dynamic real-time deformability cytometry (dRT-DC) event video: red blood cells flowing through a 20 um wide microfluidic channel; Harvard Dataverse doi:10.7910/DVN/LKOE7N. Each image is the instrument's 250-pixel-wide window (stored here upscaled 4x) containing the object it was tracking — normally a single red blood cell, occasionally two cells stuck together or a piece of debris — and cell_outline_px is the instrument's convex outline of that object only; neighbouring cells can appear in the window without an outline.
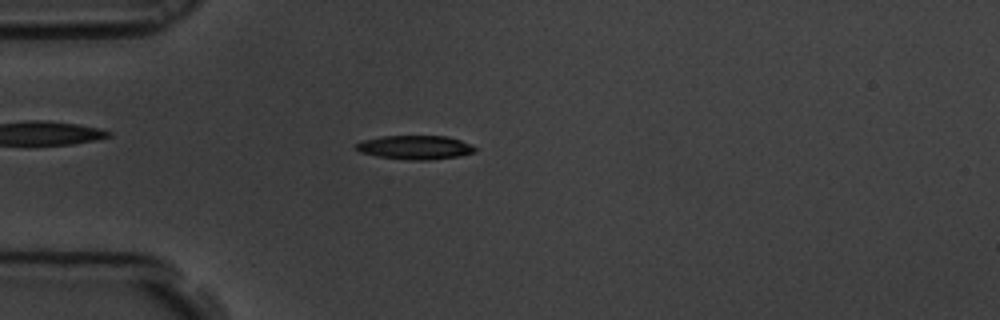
{"species": "common noctule bat (a hibernating species)", "species_latin": "Nyctalus noctula", "temperature_condition": "room temperature", "stored_images_in_passage": 58, "camera_frame_rate_fps": 3000, "um_per_image_px": 0.085, "animal": {"sex": "male", "body_mass_g": 19.5, "forearm_length_mm": 54.6}, "frame": {"image": 1, "passage_image": 16, "time_ms": 5.0, "image_size_px": [1000, 320], "cell_outline_px": [[476, 152], [460, 156], [428, 160], [408, 160], [376, 156], [360, 152], [356, 148], [356, 144], [360, 140], [380, 136], [448, 136], [472, 144], [476, 148]], "centroid_in_image_um": [35.29, 12.52], "position_along_channel_um": 49.7, "area_um2": 16.76}}
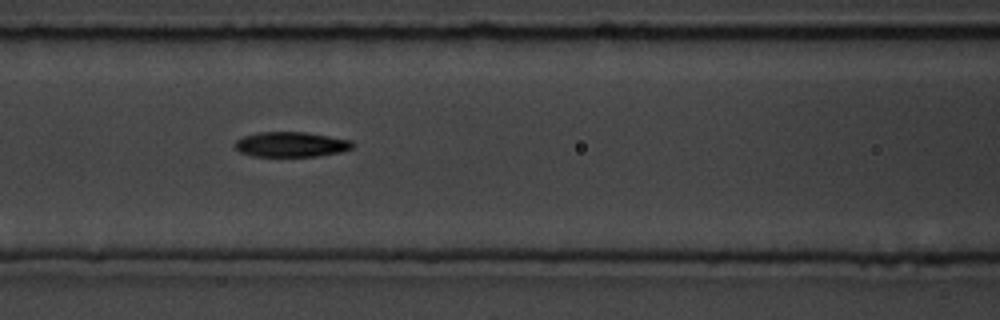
{"frame": {"image": 2, "passage_image": 25, "time_ms": 8.0, "image_size_px": [1000, 320], "cell_outline_px": [[352, 148], [340, 152], [316, 156], [252, 156], [240, 152], [232, 144], [236, 140], [244, 136], [260, 132], [304, 132], [352, 140]], "centroid_in_image_um": [24.7, 12.27], "position_along_channel_um": 141.9, "area_um2": 17.05}}
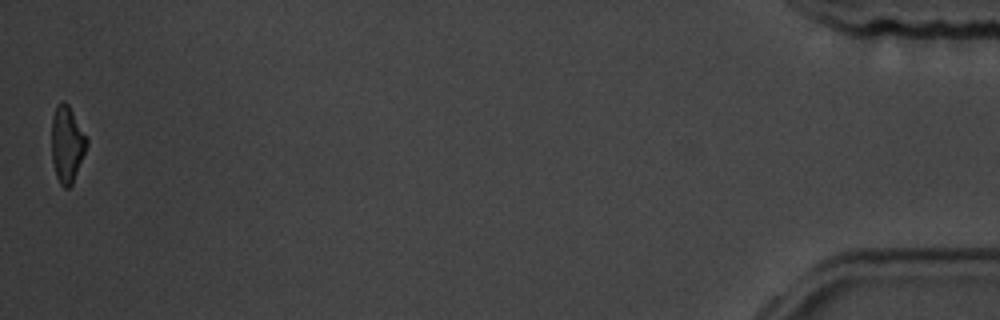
{"frame": {"image": 3, "passage_image": 58, "time_ms": 19.0, "image_size_px": [1000, 320], "cell_outline_px": [[88, 144], [72, 184], [68, 188], [64, 188], [60, 184], [56, 176], [52, 160], [52, 116], [56, 104], [60, 100], [64, 100], [68, 104], [88, 136]], "centroid_in_image_um": [5.7, 12.21], "position_along_channel_um": 429.5, "area_um2": 15.9}, "authors_computed_cell_mechanics": {"area_um2": 16.762, "velocity_mm_per_s": 3.4846, "shape_relaxation_time_tau1_ms": 3.8091, "shape_relaxation_time_tau2_ms": 6.9066, "deformation_change_tau1": 0.194, "deformation_change_tau2": 0.1693}}